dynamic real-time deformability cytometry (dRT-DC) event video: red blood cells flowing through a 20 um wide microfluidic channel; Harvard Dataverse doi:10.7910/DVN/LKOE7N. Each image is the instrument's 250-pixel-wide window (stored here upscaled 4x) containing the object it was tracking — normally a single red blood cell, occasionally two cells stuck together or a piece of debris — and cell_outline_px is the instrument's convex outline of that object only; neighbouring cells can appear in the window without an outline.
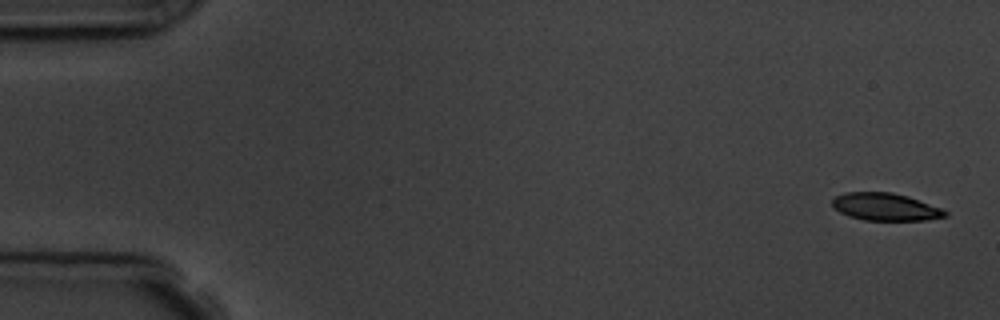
{"species": "common noctule bat (a hibernating species)", "species_latin": "Nyctalus noctula", "temperature_condition": "room temperature", "stored_images_in_passage": 7, "camera_frame_rate_fps": 3000, "um_per_image_px": 0.085, "animal": {"sex": "male", "body_mass_g": 19.5, "forearm_length_mm": 54.6}, "frame": {"image": 1, "passage_image": 1, "time_ms": 0.0, "image_size_px": [1000, 320], "cell_outline_px": [[948, 216], [924, 220], [864, 220], [848, 216], [832, 208], [832, 200], [836, 196], [844, 192], [892, 192], [908, 196], [940, 208], [948, 212]], "centroid_in_image_um": [75.22, 17.58], "position_along_channel_um": 9.8, "area_um2": 18.09}}
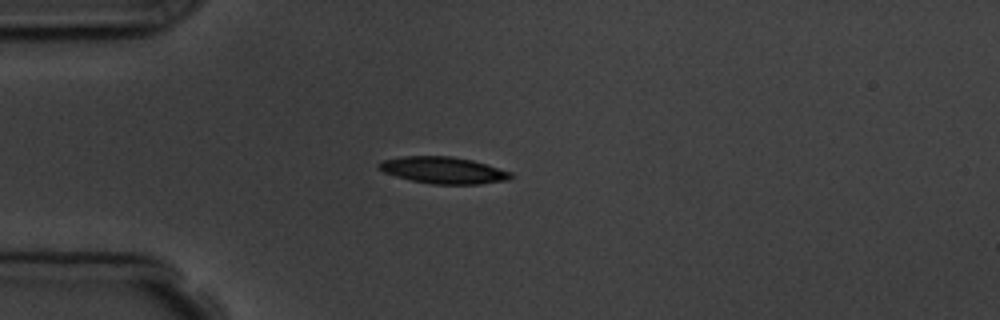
{"frame": {"image": 2, "passage_image": 4, "time_ms": 4.333, "image_size_px": [1000, 320], "cell_outline_px": [[512, 176], [508, 180], [480, 184], [432, 184], [412, 180], [396, 176], [384, 172], [376, 164], [384, 160], [404, 156], [452, 156], [472, 160], [512, 172]], "centroid_in_image_um": [37.7, 14.47], "position_along_channel_um": 47.3, "area_um2": 20.35}}